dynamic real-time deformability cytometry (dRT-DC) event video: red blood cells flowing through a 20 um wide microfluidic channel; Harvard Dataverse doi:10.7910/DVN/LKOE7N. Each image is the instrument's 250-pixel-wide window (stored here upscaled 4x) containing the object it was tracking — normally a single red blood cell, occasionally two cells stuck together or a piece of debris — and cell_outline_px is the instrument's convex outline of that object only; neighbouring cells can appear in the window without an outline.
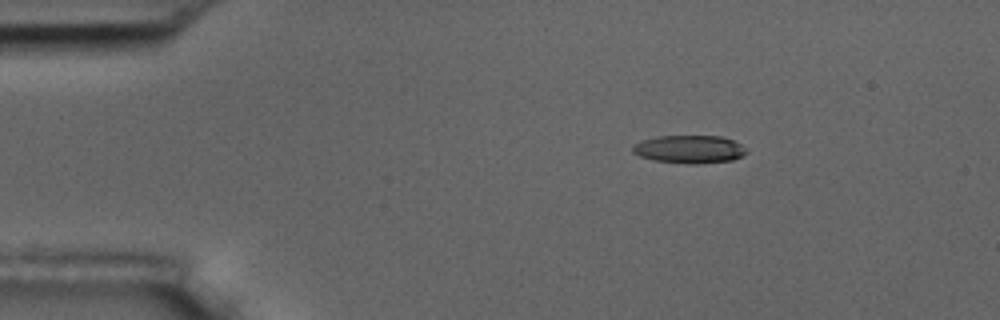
{"species": "common noctule bat (a hibernating species)", "species_latin": "Nyctalus noctula", "temperature_condition": "room temperature", "stored_images_in_passage": 3, "camera_frame_rate_fps": 3000, "um_per_image_px": 0.085, "animal": {"sex": "male", "body_mass_g": 17.5, "forearm_length_mm": 52.3}, "frame": {"image": 1, "passage_image": 1, "time_ms": 0.0, "image_size_px": [1000, 320], "cell_outline_px": [[748, 152], [732, 160], [696, 164], [688, 164], [652, 160], [640, 156], [632, 152], [632, 144], [640, 140], [656, 136], [720, 136], [732, 140], [740, 144]], "centroid_in_image_um": [58.53, 12.68], "position_along_channel_um": 26.5, "area_um2": 18.61}}